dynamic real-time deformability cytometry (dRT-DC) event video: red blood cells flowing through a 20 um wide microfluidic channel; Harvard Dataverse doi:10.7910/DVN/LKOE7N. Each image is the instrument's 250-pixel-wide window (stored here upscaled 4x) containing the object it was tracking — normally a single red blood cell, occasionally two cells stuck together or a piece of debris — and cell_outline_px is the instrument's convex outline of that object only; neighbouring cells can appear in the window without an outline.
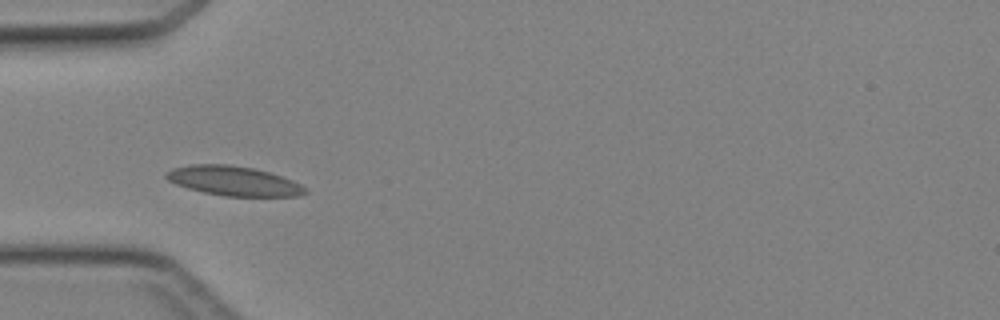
{"species": "Egyptian fruit bat (a non-hibernating species)", "species_latin": "Rousettus aegyptiacus", "temperature_condition": "cold", "stored_images_in_passage": 32, "camera_frame_rate_fps": 3000, "um_per_image_px": 0.085, "animal": {"sex": "female"}, "frame": {"image": 1, "passage_image": 1, "time_ms": 0.0, "image_size_px": [1000, 320], "cell_outline_px": [[308, 192], [300, 196], [224, 196], [204, 192], [188, 188], [176, 184], [168, 180], [164, 176], [164, 172], [172, 168], [188, 164], [228, 164], [252, 168], [268, 172], [292, 180], [308, 188]], "centroid_in_image_um": [19.84, 15.37], "position_along_channel_um": 65.2, "area_um2": 23.99}}
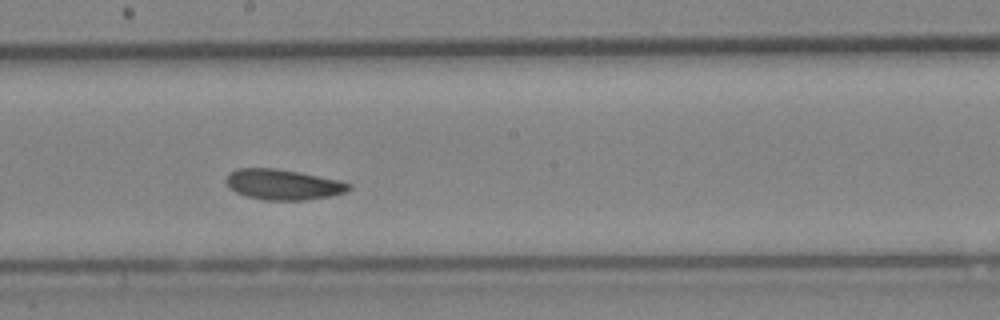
{"frame": {"image": 2, "passage_image": 12, "time_ms": 3.667, "image_size_px": [1000, 320], "cell_outline_px": [[352, 188], [344, 192], [332, 196], [304, 200], [264, 200], [248, 196], [236, 192], [224, 180], [228, 172], [236, 168], [276, 168], [340, 180], [352, 184]], "centroid_in_image_um": [24.07, 15.68], "position_along_channel_um": 224.1, "area_um2": 21.79}}
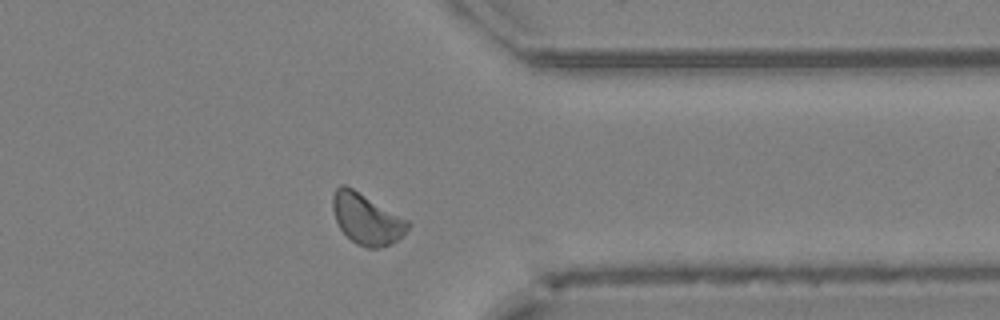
{"frame": {"image": 3, "passage_image": 23, "time_ms": 7.333, "image_size_px": [1000, 320], "cell_outline_px": [[412, 224], [396, 240], [388, 244], [376, 248], [368, 248], [356, 244], [340, 228], [336, 220], [332, 208], [332, 196], [336, 188], [340, 184], [344, 184], [352, 188], [408, 220]], "centroid_in_image_um": [31.13, 18.59], "position_along_channel_um": 380.3, "area_um2": 21.79}}